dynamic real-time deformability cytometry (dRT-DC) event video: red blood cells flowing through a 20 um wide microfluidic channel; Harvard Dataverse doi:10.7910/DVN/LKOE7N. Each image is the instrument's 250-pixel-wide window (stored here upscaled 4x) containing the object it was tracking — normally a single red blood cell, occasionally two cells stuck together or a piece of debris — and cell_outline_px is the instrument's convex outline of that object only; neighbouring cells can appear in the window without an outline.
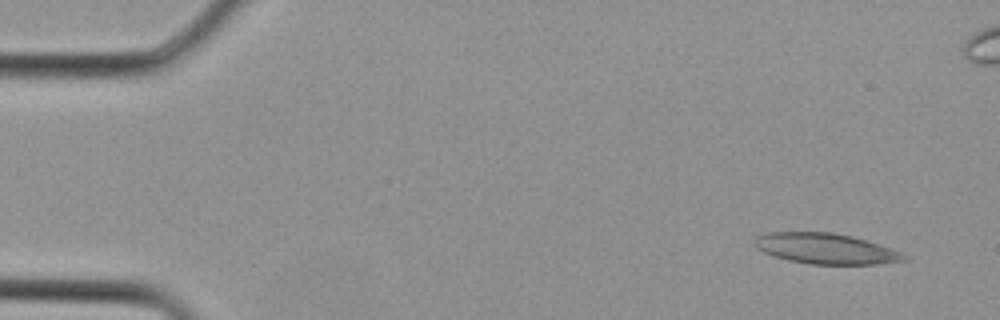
{"species": "Egyptian fruit bat (a non-hibernating species)", "species_latin": "Rousettus aegyptiacus", "temperature_condition": "cold", "stored_images_in_passage": 4, "camera_frame_rate_fps": 3000, "um_per_image_px": 0.085, "animal": {"sex": "female"}, "frame": {"image": 1, "passage_image": 1, "time_ms": 0.0, "image_size_px": [1000, 320], "cell_outline_px": [[908, 260], [876, 264], [808, 264], [788, 260], [764, 252], [756, 248], [752, 244], [752, 240], [756, 236], [764, 232], [832, 232], [852, 236], [900, 252], [908, 256]], "centroid_in_image_um": [70.11, 21.13], "position_along_channel_um": 14.9, "area_um2": 26.59}}